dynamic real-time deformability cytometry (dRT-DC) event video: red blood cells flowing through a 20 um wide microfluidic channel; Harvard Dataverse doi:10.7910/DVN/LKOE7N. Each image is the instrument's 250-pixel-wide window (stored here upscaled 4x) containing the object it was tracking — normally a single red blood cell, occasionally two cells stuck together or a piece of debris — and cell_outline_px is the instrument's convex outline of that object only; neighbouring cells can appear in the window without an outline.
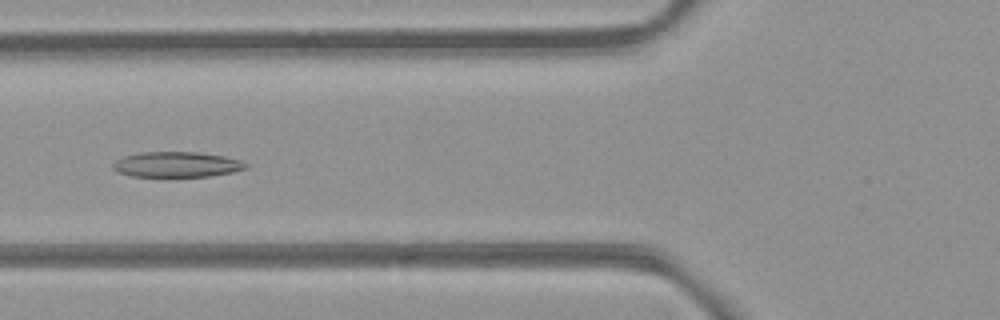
{"species": "common noctule bat (a hibernating species)", "species_latin": "Nyctalus noctula", "temperature_condition": "room temperature", "stored_images_in_passage": 50, "camera_frame_rate_fps": 3000, "um_per_image_px": 0.085, "animal": {"sex": "female", "body_mass_g": 21.9}, "frame": {"image": 1, "passage_image": 17, "time_ms": 5.333, "image_size_px": [1000, 320], "cell_outline_px": [[248, 168], [232, 172], [208, 176], [132, 176], [120, 172], [112, 168], [112, 164], [116, 160], [124, 156], [140, 152], [196, 152], [224, 156], [240, 160], [248, 164]], "centroid_in_image_um": [15.03, 13.97], "position_along_channel_um": 110.8, "area_um2": 19.48}}
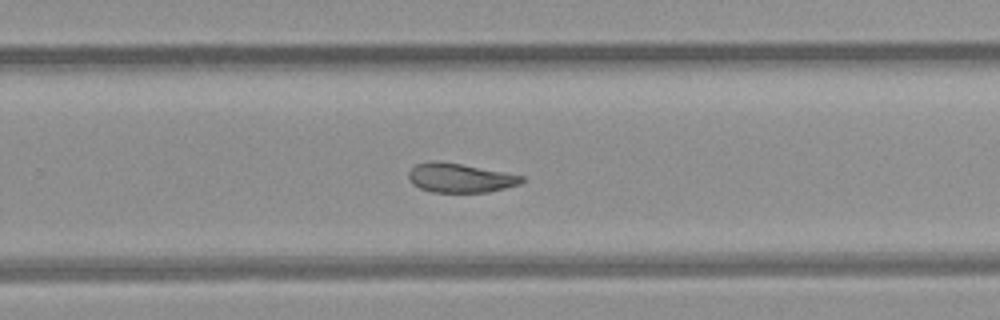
{"frame": {"image": 2, "passage_image": 31, "time_ms": 10.0, "image_size_px": [1000, 320], "cell_outline_px": [[524, 180], [520, 184], [488, 192], [432, 192], [420, 188], [412, 184], [408, 180], [408, 172], [416, 164], [432, 160], [460, 164], [504, 172], [524, 176]], "centroid_in_image_um": [39.07, 15.12], "position_along_channel_um": 290.7, "area_um2": 19.13}}
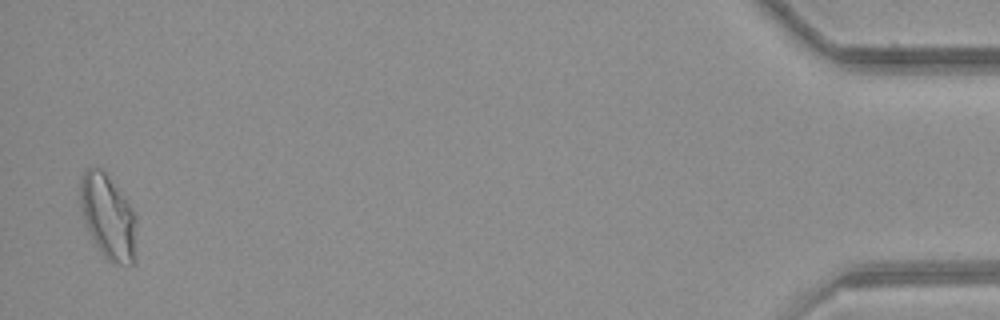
{"frame": {"image": 3, "passage_image": 49, "time_ms": 16.0, "image_size_px": [1000, 320], "cell_outline_px": [[136, 260], [132, 264], [112, 264], [100, 252], [88, 232], [84, 220], [80, 204], [80, 176], [88, 168], [100, 168], [108, 176], [132, 208], [136, 220]], "centroid_in_image_um": [9.19, 18.47], "position_along_channel_um": 426.0, "area_um2": 27.8}, "authors_computed_cell_mechanics": {"area_um2": 21.1837, "velocity_mm_per_s": 3.8625, "shape_relaxation_time_tau1_ms": null, "shape_relaxation_time_tau2_ms": 4.3671, "deformation_change_tau1": null, "deformation_change_tau2": 0.0963}}